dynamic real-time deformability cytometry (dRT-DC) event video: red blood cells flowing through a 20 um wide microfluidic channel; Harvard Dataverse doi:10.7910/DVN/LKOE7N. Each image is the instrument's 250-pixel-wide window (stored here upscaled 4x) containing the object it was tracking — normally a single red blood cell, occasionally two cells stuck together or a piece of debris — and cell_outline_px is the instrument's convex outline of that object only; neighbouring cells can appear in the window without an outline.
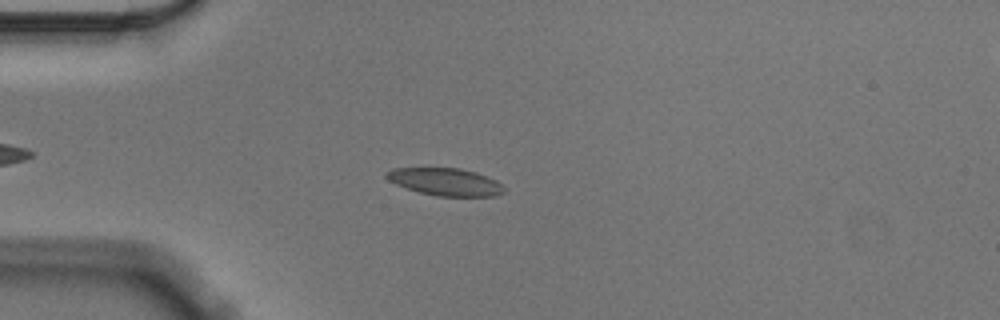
{"species": "Egyptian fruit bat (a non-hibernating species)", "species_latin": "Rousettus aegyptiacus", "temperature_condition": "cold", "stored_images_in_passage": 52, "camera_frame_rate_fps": 3000, "um_per_image_px": 0.085, "animal": {"sex": "male"}, "frame": {"image": 1, "passage_image": 10, "time_ms": 3.0, "image_size_px": [1000, 320], "cell_outline_px": [[504, 192], [496, 196], [436, 196], [420, 192], [396, 184], [388, 180], [384, 176], [392, 168], [460, 168], [476, 172], [496, 180], [504, 188]], "centroid_in_image_um": [37.86, 15.45], "position_along_channel_um": 47.1, "area_um2": 18.67}}
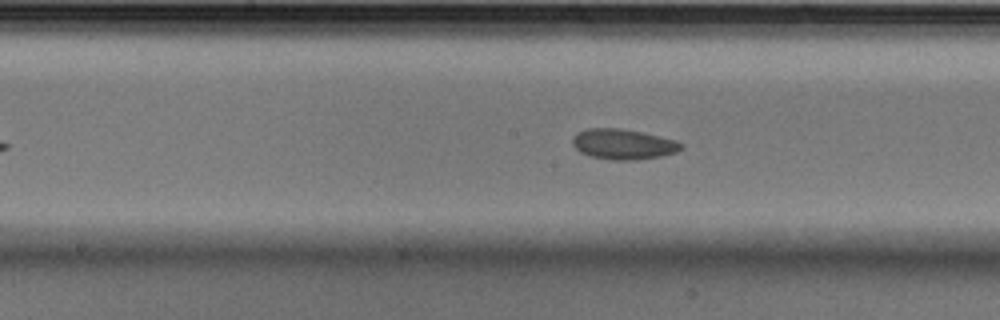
{"frame": {"image": 2, "passage_image": 24, "time_ms": 7.667, "image_size_px": [1000, 320], "cell_outline_px": [[684, 148], [676, 152], [660, 156], [636, 160], [612, 160], [592, 156], [580, 152], [572, 144], [572, 136], [576, 132], [588, 128], [620, 128], [660, 136], [676, 140], [684, 144]], "centroid_in_image_um": [52.97, 12.25], "position_along_channel_um": 195.2, "area_um2": 19.31}}
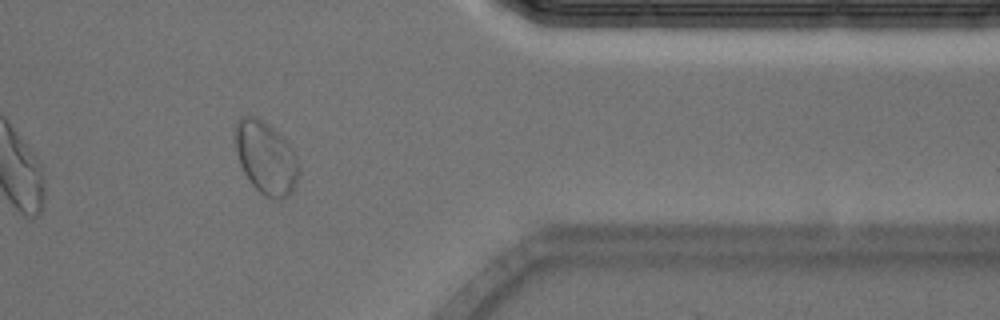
{"frame": {"image": 3, "passage_image": 42, "time_ms": 13.667, "image_size_px": [1000, 320], "cell_outline_px": [[300, 172], [296, 184], [288, 196], [284, 200], [272, 200], [260, 192], [252, 184], [244, 172], [240, 164], [236, 148], [236, 120], [240, 116], [256, 116], [268, 124], [292, 148], [296, 156]], "centroid_in_image_um": [22.62, 13.44], "position_along_channel_um": 388.8, "area_um2": 26.76}, "authors_computed_cell_mechanics": {"area_um2": 19.363, "velocity_mm_per_s": 3.5137, "shape_relaxation_time_tau1_ms": null, "shape_relaxation_time_tau2_ms": 1.1632, "deformation_change_tau1": null, "deformation_change_tau2": 0.045}}